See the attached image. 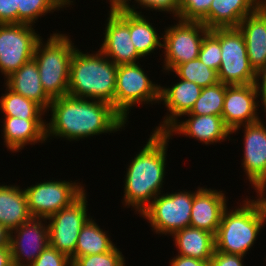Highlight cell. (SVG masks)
<instances>
[{
	"mask_svg": "<svg viewBox=\"0 0 266 266\" xmlns=\"http://www.w3.org/2000/svg\"><path fill=\"white\" fill-rule=\"evenodd\" d=\"M50 121L46 122V139L61 137L80 141L101 134L124 130L127 121L109 103L70 95L52 99ZM121 129V130H120Z\"/></svg>",
	"mask_w": 266,
	"mask_h": 266,
	"instance_id": "cell-1",
	"label": "cell"
},
{
	"mask_svg": "<svg viewBox=\"0 0 266 266\" xmlns=\"http://www.w3.org/2000/svg\"><path fill=\"white\" fill-rule=\"evenodd\" d=\"M169 141L170 137L164 132L152 131L146 144L126 167L122 205L132 207L139 216L164 192Z\"/></svg>",
	"mask_w": 266,
	"mask_h": 266,
	"instance_id": "cell-2",
	"label": "cell"
},
{
	"mask_svg": "<svg viewBox=\"0 0 266 266\" xmlns=\"http://www.w3.org/2000/svg\"><path fill=\"white\" fill-rule=\"evenodd\" d=\"M117 68L99 49L89 54L77 47L70 64L67 95L103 101L114 108Z\"/></svg>",
	"mask_w": 266,
	"mask_h": 266,
	"instance_id": "cell-3",
	"label": "cell"
},
{
	"mask_svg": "<svg viewBox=\"0 0 266 266\" xmlns=\"http://www.w3.org/2000/svg\"><path fill=\"white\" fill-rule=\"evenodd\" d=\"M246 197L238 205L240 208H226L223 212L215 234V250L246 256L256 243L265 220L257 201Z\"/></svg>",
	"mask_w": 266,
	"mask_h": 266,
	"instance_id": "cell-4",
	"label": "cell"
},
{
	"mask_svg": "<svg viewBox=\"0 0 266 266\" xmlns=\"http://www.w3.org/2000/svg\"><path fill=\"white\" fill-rule=\"evenodd\" d=\"M66 34H50L46 43L41 38L35 48L33 58L36 61L42 87L51 98L67 95L70 64L76 49L74 42Z\"/></svg>",
	"mask_w": 266,
	"mask_h": 266,
	"instance_id": "cell-5",
	"label": "cell"
},
{
	"mask_svg": "<svg viewBox=\"0 0 266 266\" xmlns=\"http://www.w3.org/2000/svg\"><path fill=\"white\" fill-rule=\"evenodd\" d=\"M140 63L118 65L114 109L127 121L136 104L160 102V85L150 80Z\"/></svg>",
	"mask_w": 266,
	"mask_h": 266,
	"instance_id": "cell-6",
	"label": "cell"
},
{
	"mask_svg": "<svg viewBox=\"0 0 266 266\" xmlns=\"http://www.w3.org/2000/svg\"><path fill=\"white\" fill-rule=\"evenodd\" d=\"M210 31L219 39L221 63L219 82L226 85L253 84L256 72L247 55L245 38L238 27L214 28Z\"/></svg>",
	"mask_w": 266,
	"mask_h": 266,
	"instance_id": "cell-7",
	"label": "cell"
},
{
	"mask_svg": "<svg viewBox=\"0 0 266 266\" xmlns=\"http://www.w3.org/2000/svg\"><path fill=\"white\" fill-rule=\"evenodd\" d=\"M193 191L160 193L140 214L147 219L152 231L158 235L172 236L190 225Z\"/></svg>",
	"mask_w": 266,
	"mask_h": 266,
	"instance_id": "cell-8",
	"label": "cell"
},
{
	"mask_svg": "<svg viewBox=\"0 0 266 266\" xmlns=\"http://www.w3.org/2000/svg\"><path fill=\"white\" fill-rule=\"evenodd\" d=\"M178 21L164 28L162 48L163 72L173 71L178 65L197 59L204 36L210 31L200 21Z\"/></svg>",
	"mask_w": 266,
	"mask_h": 266,
	"instance_id": "cell-9",
	"label": "cell"
},
{
	"mask_svg": "<svg viewBox=\"0 0 266 266\" xmlns=\"http://www.w3.org/2000/svg\"><path fill=\"white\" fill-rule=\"evenodd\" d=\"M76 181L44 180L24 188L31 216L47 219L70 206L86 191L83 184Z\"/></svg>",
	"mask_w": 266,
	"mask_h": 266,
	"instance_id": "cell-10",
	"label": "cell"
},
{
	"mask_svg": "<svg viewBox=\"0 0 266 266\" xmlns=\"http://www.w3.org/2000/svg\"><path fill=\"white\" fill-rule=\"evenodd\" d=\"M87 195L86 191L70 206L62 208L47 218L49 245L67 255L72 263L80 230L91 218L87 212Z\"/></svg>",
	"mask_w": 266,
	"mask_h": 266,
	"instance_id": "cell-11",
	"label": "cell"
},
{
	"mask_svg": "<svg viewBox=\"0 0 266 266\" xmlns=\"http://www.w3.org/2000/svg\"><path fill=\"white\" fill-rule=\"evenodd\" d=\"M41 38L33 25L0 24V72L4 79L33 58Z\"/></svg>",
	"mask_w": 266,
	"mask_h": 266,
	"instance_id": "cell-12",
	"label": "cell"
},
{
	"mask_svg": "<svg viewBox=\"0 0 266 266\" xmlns=\"http://www.w3.org/2000/svg\"><path fill=\"white\" fill-rule=\"evenodd\" d=\"M99 50L116 65L138 63L143 57L130 38V13L109 12Z\"/></svg>",
	"mask_w": 266,
	"mask_h": 266,
	"instance_id": "cell-13",
	"label": "cell"
},
{
	"mask_svg": "<svg viewBox=\"0 0 266 266\" xmlns=\"http://www.w3.org/2000/svg\"><path fill=\"white\" fill-rule=\"evenodd\" d=\"M47 224L45 218L32 217L10 231L9 246L14 266H30L49 245Z\"/></svg>",
	"mask_w": 266,
	"mask_h": 266,
	"instance_id": "cell-14",
	"label": "cell"
},
{
	"mask_svg": "<svg viewBox=\"0 0 266 266\" xmlns=\"http://www.w3.org/2000/svg\"><path fill=\"white\" fill-rule=\"evenodd\" d=\"M259 96L255 83L245 85H226V93L222 111V119L230 130L237 127L255 123L261 120L258 108L263 106L258 100Z\"/></svg>",
	"mask_w": 266,
	"mask_h": 266,
	"instance_id": "cell-15",
	"label": "cell"
},
{
	"mask_svg": "<svg viewBox=\"0 0 266 266\" xmlns=\"http://www.w3.org/2000/svg\"><path fill=\"white\" fill-rule=\"evenodd\" d=\"M264 123L259 120L231 131V135L236 134L239 129L244 127V154L241 165L247 177L246 180L249 181L253 189L266 183V126Z\"/></svg>",
	"mask_w": 266,
	"mask_h": 266,
	"instance_id": "cell-16",
	"label": "cell"
},
{
	"mask_svg": "<svg viewBox=\"0 0 266 266\" xmlns=\"http://www.w3.org/2000/svg\"><path fill=\"white\" fill-rule=\"evenodd\" d=\"M187 115V116H185ZM184 121H175L164 133L172 140L175 134L196 139L202 144L221 143L232 138L231 131L225 126L222 116L184 114Z\"/></svg>",
	"mask_w": 266,
	"mask_h": 266,
	"instance_id": "cell-17",
	"label": "cell"
},
{
	"mask_svg": "<svg viewBox=\"0 0 266 266\" xmlns=\"http://www.w3.org/2000/svg\"><path fill=\"white\" fill-rule=\"evenodd\" d=\"M202 87L179 78L171 87L160 86V102L167 108V115L153 132H165L182 115L189 113L201 95ZM170 113V114H169ZM179 117V118H178Z\"/></svg>",
	"mask_w": 266,
	"mask_h": 266,
	"instance_id": "cell-18",
	"label": "cell"
},
{
	"mask_svg": "<svg viewBox=\"0 0 266 266\" xmlns=\"http://www.w3.org/2000/svg\"><path fill=\"white\" fill-rule=\"evenodd\" d=\"M223 192L225 191L205 187H198L197 190L193 191L189 226L215 235L221 223L223 212L228 207V199Z\"/></svg>",
	"mask_w": 266,
	"mask_h": 266,
	"instance_id": "cell-19",
	"label": "cell"
},
{
	"mask_svg": "<svg viewBox=\"0 0 266 266\" xmlns=\"http://www.w3.org/2000/svg\"><path fill=\"white\" fill-rule=\"evenodd\" d=\"M46 119H21L17 117H4L3 139L4 146L12 153L24 149L26 145L45 143Z\"/></svg>",
	"mask_w": 266,
	"mask_h": 266,
	"instance_id": "cell-20",
	"label": "cell"
},
{
	"mask_svg": "<svg viewBox=\"0 0 266 266\" xmlns=\"http://www.w3.org/2000/svg\"><path fill=\"white\" fill-rule=\"evenodd\" d=\"M238 28L245 38L250 64L257 72L266 64V13L259 6Z\"/></svg>",
	"mask_w": 266,
	"mask_h": 266,
	"instance_id": "cell-21",
	"label": "cell"
},
{
	"mask_svg": "<svg viewBox=\"0 0 266 266\" xmlns=\"http://www.w3.org/2000/svg\"><path fill=\"white\" fill-rule=\"evenodd\" d=\"M258 7L259 0H213L208 14L200 22L209 30L238 27Z\"/></svg>",
	"mask_w": 266,
	"mask_h": 266,
	"instance_id": "cell-22",
	"label": "cell"
},
{
	"mask_svg": "<svg viewBox=\"0 0 266 266\" xmlns=\"http://www.w3.org/2000/svg\"><path fill=\"white\" fill-rule=\"evenodd\" d=\"M4 81L5 86L14 93L35 101L47 112L52 99L42 87L40 73L34 58L23 64Z\"/></svg>",
	"mask_w": 266,
	"mask_h": 266,
	"instance_id": "cell-23",
	"label": "cell"
},
{
	"mask_svg": "<svg viewBox=\"0 0 266 266\" xmlns=\"http://www.w3.org/2000/svg\"><path fill=\"white\" fill-rule=\"evenodd\" d=\"M32 218L24 189L19 185H0V223L9 231Z\"/></svg>",
	"mask_w": 266,
	"mask_h": 266,
	"instance_id": "cell-24",
	"label": "cell"
},
{
	"mask_svg": "<svg viewBox=\"0 0 266 266\" xmlns=\"http://www.w3.org/2000/svg\"><path fill=\"white\" fill-rule=\"evenodd\" d=\"M178 255L210 261L215 251V235L195 227H185L172 235Z\"/></svg>",
	"mask_w": 266,
	"mask_h": 266,
	"instance_id": "cell-25",
	"label": "cell"
},
{
	"mask_svg": "<svg viewBox=\"0 0 266 266\" xmlns=\"http://www.w3.org/2000/svg\"><path fill=\"white\" fill-rule=\"evenodd\" d=\"M91 217L80 230L74 252V261L80 256L102 254L111 251L116 244Z\"/></svg>",
	"mask_w": 266,
	"mask_h": 266,
	"instance_id": "cell-26",
	"label": "cell"
},
{
	"mask_svg": "<svg viewBox=\"0 0 266 266\" xmlns=\"http://www.w3.org/2000/svg\"><path fill=\"white\" fill-rule=\"evenodd\" d=\"M152 24L144 15L130 13V38L137 52L144 58L162 48L163 36H159Z\"/></svg>",
	"mask_w": 266,
	"mask_h": 266,
	"instance_id": "cell-27",
	"label": "cell"
},
{
	"mask_svg": "<svg viewBox=\"0 0 266 266\" xmlns=\"http://www.w3.org/2000/svg\"><path fill=\"white\" fill-rule=\"evenodd\" d=\"M0 97V111L3 117H17L21 119H43L47 112L35 101L14 93L7 86Z\"/></svg>",
	"mask_w": 266,
	"mask_h": 266,
	"instance_id": "cell-28",
	"label": "cell"
},
{
	"mask_svg": "<svg viewBox=\"0 0 266 266\" xmlns=\"http://www.w3.org/2000/svg\"><path fill=\"white\" fill-rule=\"evenodd\" d=\"M17 24L34 25L39 17L62 10L67 5L62 0H16Z\"/></svg>",
	"mask_w": 266,
	"mask_h": 266,
	"instance_id": "cell-29",
	"label": "cell"
},
{
	"mask_svg": "<svg viewBox=\"0 0 266 266\" xmlns=\"http://www.w3.org/2000/svg\"><path fill=\"white\" fill-rule=\"evenodd\" d=\"M226 84L218 82L215 85L202 89L201 95L196 100L189 113L193 115L221 116L223 111Z\"/></svg>",
	"mask_w": 266,
	"mask_h": 266,
	"instance_id": "cell-30",
	"label": "cell"
},
{
	"mask_svg": "<svg viewBox=\"0 0 266 266\" xmlns=\"http://www.w3.org/2000/svg\"><path fill=\"white\" fill-rule=\"evenodd\" d=\"M171 72H174L178 78L191 81L202 88L215 85L219 82L217 71L207 67L198 58L178 65Z\"/></svg>",
	"mask_w": 266,
	"mask_h": 266,
	"instance_id": "cell-31",
	"label": "cell"
},
{
	"mask_svg": "<svg viewBox=\"0 0 266 266\" xmlns=\"http://www.w3.org/2000/svg\"><path fill=\"white\" fill-rule=\"evenodd\" d=\"M119 249L115 246L109 252L80 256L72 263V266H125L124 255Z\"/></svg>",
	"mask_w": 266,
	"mask_h": 266,
	"instance_id": "cell-32",
	"label": "cell"
},
{
	"mask_svg": "<svg viewBox=\"0 0 266 266\" xmlns=\"http://www.w3.org/2000/svg\"><path fill=\"white\" fill-rule=\"evenodd\" d=\"M198 59L218 72L221 63L220 41L211 31L203 38Z\"/></svg>",
	"mask_w": 266,
	"mask_h": 266,
	"instance_id": "cell-33",
	"label": "cell"
},
{
	"mask_svg": "<svg viewBox=\"0 0 266 266\" xmlns=\"http://www.w3.org/2000/svg\"><path fill=\"white\" fill-rule=\"evenodd\" d=\"M213 0H179V18L183 21H201L209 12Z\"/></svg>",
	"mask_w": 266,
	"mask_h": 266,
	"instance_id": "cell-34",
	"label": "cell"
},
{
	"mask_svg": "<svg viewBox=\"0 0 266 266\" xmlns=\"http://www.w3.org/2000/svg\"><path fill=\"white\" fill-rule=\"evenodd\" d=\"M30 266H72L71 259L48 245Z\"/></svg>",
	"mask_w": 266,
	"mask_h": 266,
	"instance_id": "cell-35",
	"label": "cell"
},
{
	"mask_svg": "<svg viewBox=\"0 0 266 266\" xmlns=\"http://www.w3.org/2000/svg\"><path fill=\"white\" fill-rule=\"evenodd\" d=\"M138 6L146 10H155L168 14H173L175 18H179V0H134Z\"/></svg>",
	"mask_w": 266,
	"mask_h": 266,
	"instance_id": "cell-36",
	"label": "cell"
},
{
	"mask_svg": "<svg viewBox=\"0 0 266 266\" xmlns=\"http://www.w3.org/2000/svg\"><path fill=\"white\" fill-rule=\"evenodd\" d=\"M244 257L215 250L210 260V266H244Z\"/></svg>",
	"mask_w": 266,
	"mask_h": 266,
	"instance_id": "cell-37",
	"label": "cell"
},
{
	"mask_svg": "<svg viewBox=\"0 0 266 266\" xmlns=\"http://www.w3.org/2000/svg\"><path fill=\"white\" fill-rule=\"evenodd\" d=\"M0 24H17L16 0H0Z\"/></svg>",
	"mask_w": 266,
	"mask_h": 266,
	"instance_id": "cell-38",
	"label": "cell"
},
{
	"mask_svg": "<svg viewBox=\"0 0 266 266\" xmlns=\"http://www.w3.org/2000/svg\"><path fill=\"white\" fill-rule=\"evenodd\" d=\"M170 266H210V261H205L192 257L176 255L170 260Z\"/></svg>",
	"mask_w": 266,
	"mask_h": 266,
	"instance_id": "cell-39",
	"label": "cell"
},
{
	"mask_svg": "<svg viewBox=\"0 0 266 266\" xmlns=\"http://www.w3.org/2000/svg\"><path fill=\"white\" fill-rule=\"evenodd\" d=\"M255 86L260 98L259 100L266 108V64L263 68L256 72Z\"/></svg>",
	"mask_w": 266,
	"mask_h": 266,
	"instance_id": "cell-40",
	"label": "cell"
},
{
	"mask_svg": "<svg viewBox=\"0 0 266 266\" xmlns=\"http://www.w3.org/2000/svg\"><path fill=\"white\" fill-rule=\"evenodd\" d=\"M110 3V11L108 12H118V11H127L129 13L141 14V11H137L135 4L130 5L131 0H108Z\"/></svg>",
	"mask_w": 266,
	"mask_h": 266,
	"instance_id": "cell-41",
	"label": "cell"
},
{
	"mask_svg": "<svg viewBox=\"0 0 266 266\" xmlns=\"http://www.w3.org/2000/svg\"><path fill=\"white\" fill-rule=\"evenodd\" d=\"M254 190L257 193L255 200L260 206L266 225V183L257 186Z\"/></svg>",
	"mask_w": 266,
	"mask_h": 266,
	"instance_id": "cell-42",
	"label": "cell"
},
{
	"mask_svg": "<svg viewBox=\"0 0 266 266\" xmlns=\"http://www.w3.org/2000/svg\"><path fill=\"white\" fill-rule=\"evenodd\" d=\"M0 266H14L10 246L0 247Z\"/></svg>",
	"mask_w": 266,
	"mask_h": 266,
	"instance_id": "cell-43",
	"label": "cell"
},
{
	"mask_svg": "<svg viewBox=\"0 0 266 266\" xmlns=\"http://www.w3.org/2000/svg\"><path fill=\"white\" fill-rule=\"evenodd\" d=\"M10 244V231L0 223V247Z\"/></svg>",
	"mask_w": 266,
	"mask_h": 266,
	"instance_id": "cell-44",
	"label": "cell"
},
{
	"mask_svg": "<svg viewBox=\"0 0 266 266\" xmlns=\"http://www.w3.org/2000/svg\"><path fill=\"white\" fill-rule=\"evenodd\" d=\"M259 6L266 13V0H259Z\"/></svg>",
	"mask_w": 266,
	"mask_h": 266,
	"instance_id": "cell-45",
	"label": "cell"
},
{
	"mask_svg": "<svg viewBox=\"0 0 266 266\" xmlns=\"http://www.w3.org/2000/svg\"><path fill=\"white\" fill-rule=\"evenodd\" d=\"M66 5L67 7H69L70 5H74L72 3H74L72 0H62Z\"/></svg>",
	"mask_w": 266,
	"mask_h": 266,
	"instance_id": "cell-46",
	"label": "cell"
}]
</instances>
